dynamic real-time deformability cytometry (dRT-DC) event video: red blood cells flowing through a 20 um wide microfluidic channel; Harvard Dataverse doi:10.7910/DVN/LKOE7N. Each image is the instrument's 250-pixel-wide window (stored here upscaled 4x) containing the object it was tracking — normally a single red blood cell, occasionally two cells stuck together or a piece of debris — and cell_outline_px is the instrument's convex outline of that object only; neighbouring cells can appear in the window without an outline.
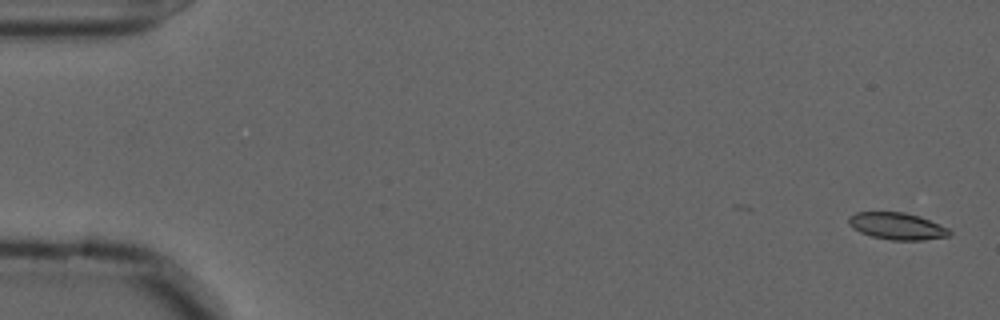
{"species": "common noctule bat (a hibernating species)", "species_latin": "Nyctalus noctula", "temperature_condition": "cold", "stored_images_in_passage": 57, "camera_frame_rate_fps": 3000, "um_per_image_px": 0.085, "animal": {"sex": "male", "forearm_length_mm": 52.5}, "frame": {"image": 1, "passage_image": 2, "time_ms": 0.333, "image_size_px": [1000, 320], "cell_outline_px": [[952, 236], [924, 240], [892, 240], [872, 236], [860, 232], [852, 228], [848, 224], [848, 216], [856, 212], [904, 212], [920, 216], [948, 228], [952, 232]], "centroid_in_image_um": [76.26, 19.22], "position_along_channel_um": 8.7, "area_um2": 15.95}}
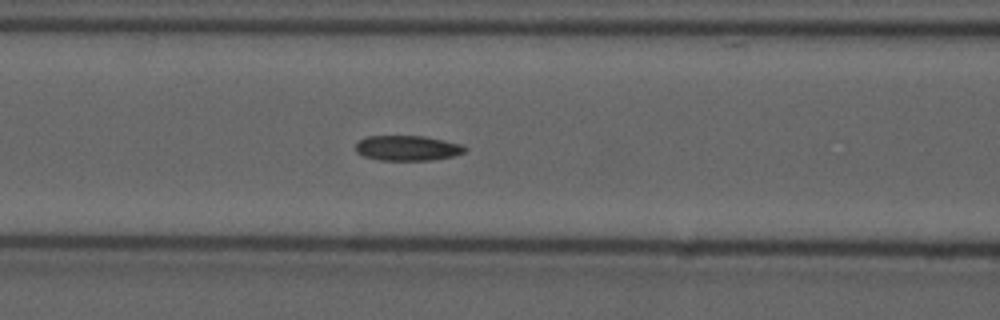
{"frame": {"image": 2, "passage_image": 24, "time_ms": 7.667, "image_size_px": [1000, 320], "cell_outline_px": [[468, 148], [464, 152], [452, 156], [432, 160], [380, 160], [364, 156], [356, 152], [356, 144], [360, 140], [368, 136], [424, 136], [444, 140], [460, 144]], "centroid_in_image_um": [34.63, 12.58], "position_along_channel_um": 132.0, "area_um2": 15.9}}
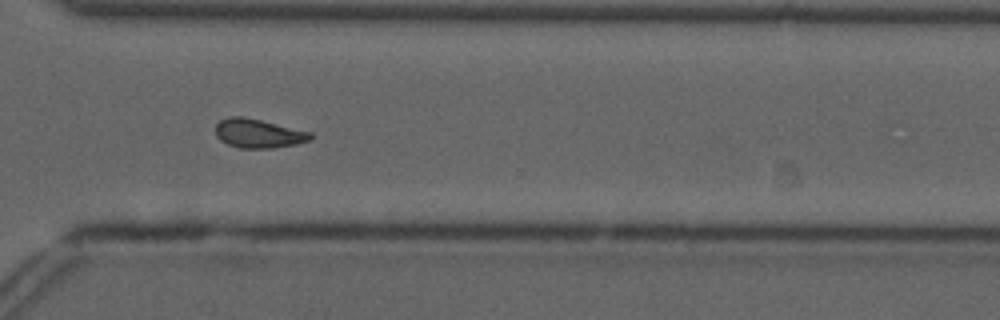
{"frame": {"image": 3, "passage_image": 42, "time_ms": 13.667, "image_size_px": [1000, 320], "cell_outline_px": [[312, 140], [296, 144], [272, 148], [240, 148], [228, 144], [220, 140], [216, 136], [216, 124], [220, 120], [228, 116], [244, 116], [312, 132]], "centroid_in_image_um": [21.96, 11.33], "position_along_channel_um": 348.6, "area_um2": 16.13}, "authors_computed_cell_mechanics": {"area_um2": 16.0106, "velocity_mm_per_s": 3.6134, "shape_relaxation_time_tau1_ms": null, "shape_relaxation_time_tau2_ms": 6.12, "deformation_change_tau1": null, "deformation_change_tau2": 0.1128}}